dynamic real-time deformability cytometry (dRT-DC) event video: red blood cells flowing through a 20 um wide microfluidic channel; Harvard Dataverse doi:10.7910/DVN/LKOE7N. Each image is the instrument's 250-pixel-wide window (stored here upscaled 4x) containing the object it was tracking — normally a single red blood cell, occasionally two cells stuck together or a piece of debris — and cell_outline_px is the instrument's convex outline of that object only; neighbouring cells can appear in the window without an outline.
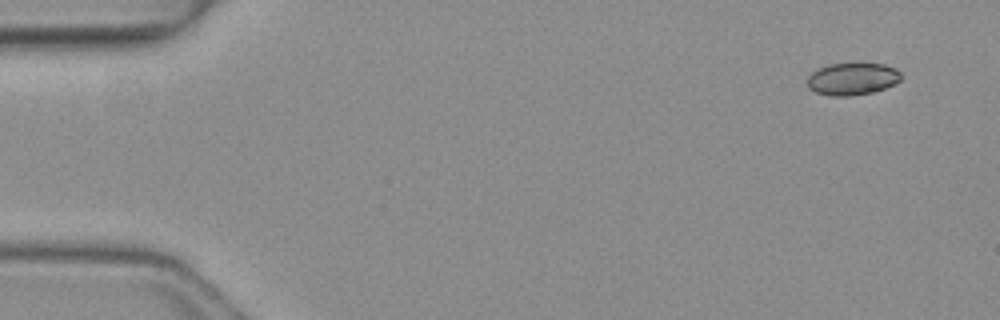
{"species": "common noctule bat (a hibernating species)", "species_latin": "Nyctalus noctula", "temperature_condition": "warm", "stored_images_in_passage": 4, "camera_frame_rate_fps": 3000, "um_per_image_px": 0.085, "animal": {"sex": "female", "body_mass_g": 19.3, "forearm_length_mm": 54.1}, "frame": {"image": 1, "passage_image": 1, "time_ms": 0.0, "image_size_px": [1000, 320], "cell_outline_px": [[900, 80], [884, 88], [872, 92], [852, 96], [828, 96], [816, 92], [808, 88], [808, 76], [816, 68], [828, 64], [856, 60], [864, 60], [884, 64], [896, 68], [900, 72]], "centroid_in_image_um": [72.43, 6.64], "position_along_channel_um": 12.6, "area_um2": 18.5}}
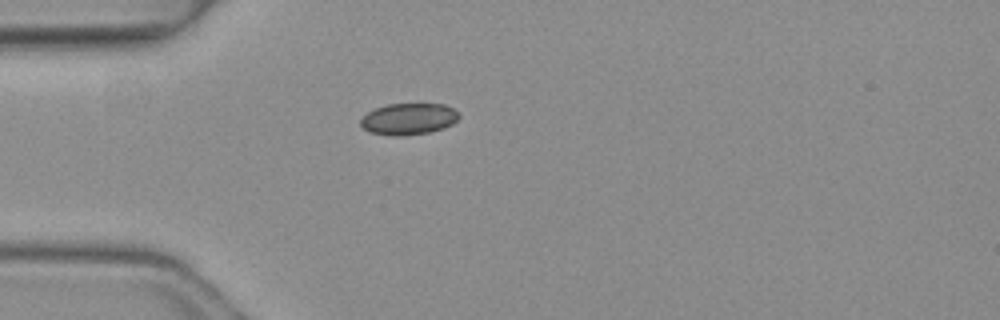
{"frame": {"image": 2, "passage_image": 4, "time_ms": 1.0, "image_size_px": [1000, 320], "cell_outline_px": [[460, 116], [452, 124], [444, 128], [428, 132], [400, 136], [392, 136], [372, 132], [364, 128], [360, 124], [360, 120], [368, 112], [376, 108], [388, 104], [444, 104], [452, 108]], "centroid_in_image_um": [34.73, 10.11], "position_along_channel_um": 50.3, "area_um2": 17.8}}